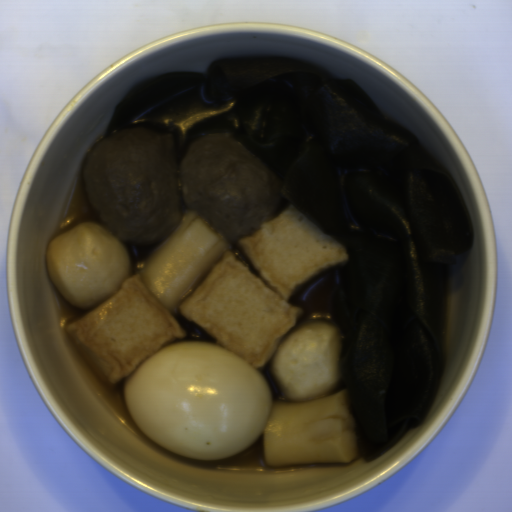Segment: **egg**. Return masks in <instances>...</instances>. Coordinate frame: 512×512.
Returning a JSON list of instances; mask_svg holds the SVG:
<instances>
[{
  "mask_svg": "<svg viewBox=\"0 0 512 512\" xmlns=\"http://www.w3.org/2000/svg\"><path fill=\"white\" fill-rule=\"evenodd\" d=\"M122 393L141 432L201 461L249 449L274 407L265 375L217 341L168 343L123 377Z\"/></svg>",
  "mask_w": 512,
  "mask_h": 512,
  "instance_id": "1",
  "label": "egg"
}]
</instances>
